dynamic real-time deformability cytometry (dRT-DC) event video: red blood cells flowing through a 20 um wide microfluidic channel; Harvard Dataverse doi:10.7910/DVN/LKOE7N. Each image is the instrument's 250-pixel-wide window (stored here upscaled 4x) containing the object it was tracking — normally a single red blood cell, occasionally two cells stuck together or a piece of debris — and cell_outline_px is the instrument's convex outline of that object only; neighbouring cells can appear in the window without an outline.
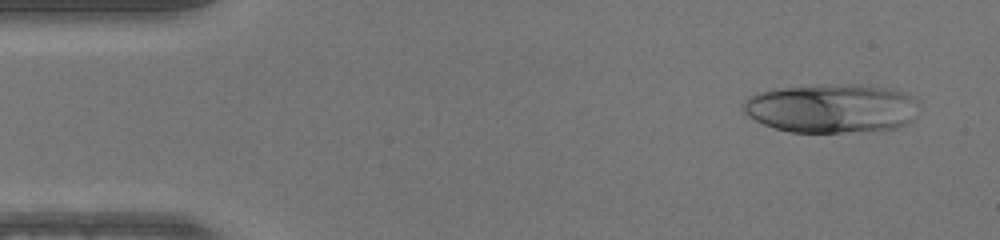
{"species": "human", "species_latin": "Homo sapiens", "temperature_condition": "warm", "stored_images_in_passage": 48, "camera_frame_rate_fps": 3000, "um_per_image_px": 0.085, "donor": {"sex": "male"}, "frame": {"image": 1, "passage_image": 3, "time_ms": 0.667, "image_size_px": [1000, 240], "cell_outline_px": [[920, 100], [916, 116], [912, 120], [896, 128], [840, 132], [792, 132], [776, 128], [764, 124], [748, 116], [744, 112], [744, 100], [748, 96], [756, 92], [772, 88], [816, 84], [860, 84], [892, 88], [916, 96]], "centroid_in_image_um": [70.71, 9.17], "position_along_channel_um": 14.3, "area_um2": 50.98}}
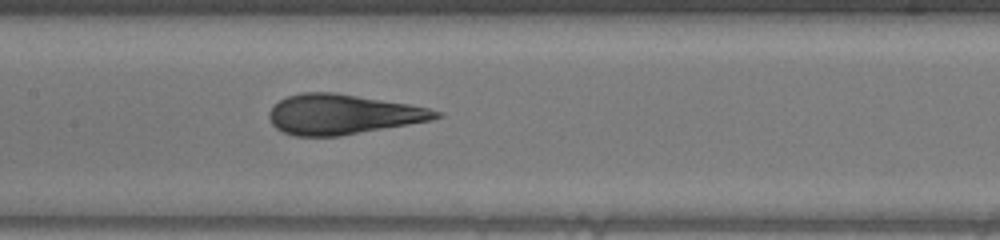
{"frame": {"image": 2, "passage_image": 22, "time_ms": 7.0, "image_size_px": [1000, 240], "cell_outline_px": [[444, 116], [432, 120], [340, 136], [296, 136], [284, 132], [276, 128], [272, 124], [268, 116], [268, 112], [272, 104], [288, 96], [300, 92], [336, 92], [412, 104], [444, 112]], "centroid_in_image_um": [29.14, 9.7], "position_along_channel_um": 178.3, "area_um2": 39.25}}
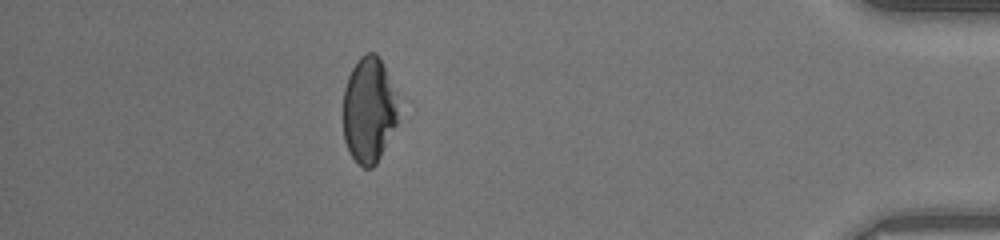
{"frame": {"image": 3, "passage_image": 42, "time_ms": 13.667, "image_size_px": [1000, 240], "cell_outline_px": [[396, 124], [376, 164], [372, 168], [364, 168], [352, 156], [344, 140], [344, 88], [348, 76], [352, 68], [360, 56], [368, 52], [376, 52], [396, 92]], "centroid_in_image_um": [31.33, 9.34], "position_along_channel_um": 403.9, "area_um2": 33.35}}